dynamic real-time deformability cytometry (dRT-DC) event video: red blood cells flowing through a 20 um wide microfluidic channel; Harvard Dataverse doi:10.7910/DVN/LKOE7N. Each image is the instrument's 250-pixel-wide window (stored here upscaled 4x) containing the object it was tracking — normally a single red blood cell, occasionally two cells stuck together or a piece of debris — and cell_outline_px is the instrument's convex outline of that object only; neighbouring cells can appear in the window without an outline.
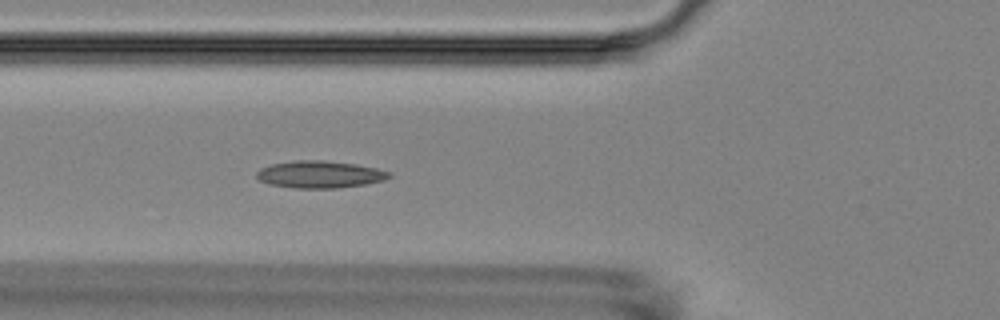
{"species": "Egyptian fruit bat (a non-hibernating species)", "species_latin": "Rousettus aegyptiacus", "temperature_condition": "room temperature", "stored_images_in_passage": 4, "camera_frame_rate_fps": 3000, "um_per_image_px": 0.085, "animal": {"sex": "female"}, "frame": {"image": 1, "passage_image": 4, "time_ms": 4.333, "image_size_px": [1000, 320], "cell_outline_px": [[392, 176], [384, 180], [364, 184], [336, 188], [296, 188], [268, 184], [260, 180], [256, 176], [256, 172], [260, 168], [272, 164], [292, 160], [324, 160], [356, 164], [376, 168], [392, 172]], "centroid_in_image_um": [27.18, 14.82], "position_along_channel_um": 98.6, "area_um2": 21.04}}